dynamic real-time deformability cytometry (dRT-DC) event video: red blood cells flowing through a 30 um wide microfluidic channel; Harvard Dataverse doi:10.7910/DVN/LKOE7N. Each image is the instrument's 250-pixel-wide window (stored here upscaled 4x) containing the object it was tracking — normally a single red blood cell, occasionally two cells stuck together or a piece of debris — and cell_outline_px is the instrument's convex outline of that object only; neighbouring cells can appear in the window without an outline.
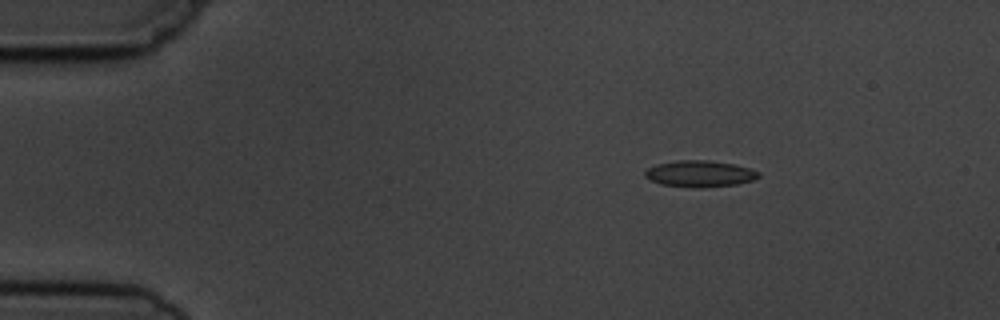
{"species": "common noctule bat (a hibernating species)", "species_latin": "Nyctalus noctula", "temperature_condition": "cold", "stored_images_in_passage": 4, "camera_frame_rate_fps": 3000, "um_per_image_px": 0.085, "animal": {"sex": "male", "body_mass_g": 19.5, "forearm_length_mm": 54.6}, "frame": {"image": 1, "passage_image": 2, "time_ms": 1.333, "image_size_px": [1000, 320], "cell_outline_px": [[760, 176], [752, 180], [736, 184], [700, 188], [696, 188], [660, 184], [644, 176], [644, 172], [648, 168], [656, 164], [680, 160], [708, 160], [732, 164], [748, 168], [760, 172]], "centroid_in_image_um": [59.46, 14.77], "position_along_channel_um": 25.5, "area_um2": 17.34}}